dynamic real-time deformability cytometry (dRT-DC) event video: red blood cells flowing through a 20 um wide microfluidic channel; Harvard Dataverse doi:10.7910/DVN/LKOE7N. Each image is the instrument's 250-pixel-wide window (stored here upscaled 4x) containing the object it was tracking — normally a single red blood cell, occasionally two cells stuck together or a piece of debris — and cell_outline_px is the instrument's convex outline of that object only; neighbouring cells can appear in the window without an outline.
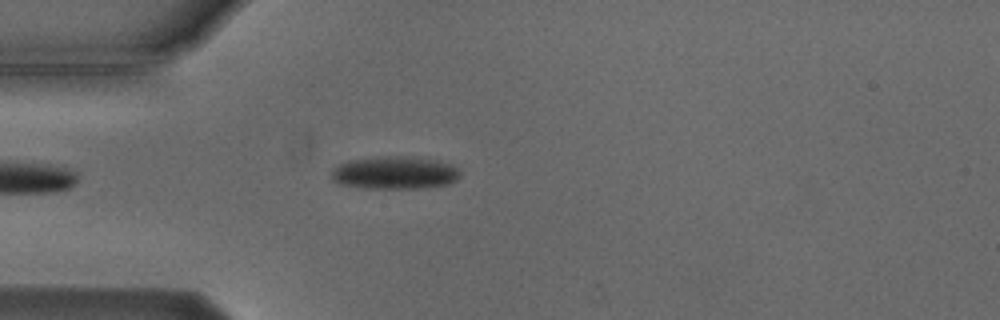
{"species": "Egyptian fruit bat (a non-hibernating species)", "species_latin": "Rousettus aegyptiacus", "temperature_condition": "cold", "stored_images_in_passage": 1, "camera_frame_rate_fps": 3000, "um_per_image_px": 0.085, "animal": {"sex": "male"}, "frame": {"image": 1, "passage_image": 1, "time_ms": 0.0, "image_size_px": [1000, 320], "cell_outline_px": [[460, 176], [456, 180], [448, 184], [424, 188], [364, 188], [336, 184], [328, 176], [332, 168], [348, 160], [384, 156], [404, 156], [440, 160], [452, 164], [460, 172]], "centroid_in_image_um": [33.5, 14.68], "position_along_channel_um": 51.5, "area_um2": 25.03}}